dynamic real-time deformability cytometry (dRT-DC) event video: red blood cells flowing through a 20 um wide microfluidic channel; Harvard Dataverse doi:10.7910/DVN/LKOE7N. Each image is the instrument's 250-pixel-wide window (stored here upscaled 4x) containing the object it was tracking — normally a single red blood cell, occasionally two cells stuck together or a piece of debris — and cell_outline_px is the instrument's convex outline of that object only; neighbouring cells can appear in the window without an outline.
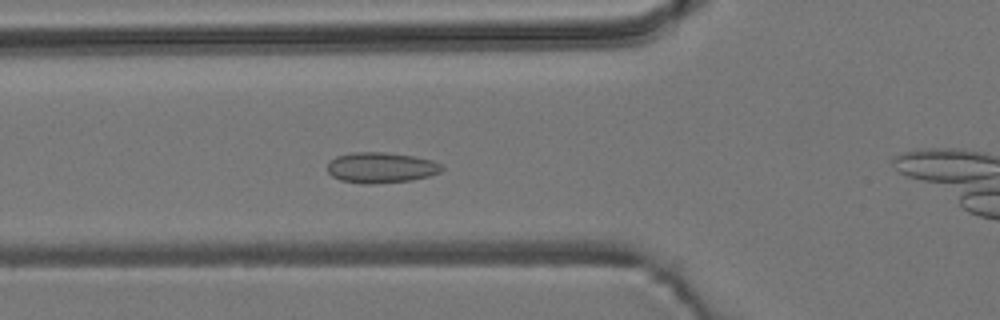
{"species": "common noctule bat (a hibernating species)", "species_latin": "Nyctalus noctula", "temperature_condition": "room temperature", "stored_images_in_passage": 32, "camera_frame_rate_fps": 3000, "um_per_image_px": 0.085, "animal": {"sex": "male", "body_mass_g": 19.2, "forearm_length_mm": 51.8}, "frame": {"image": 1, "passage_image": 8, "time_ms": 2.333, "image_size_px": [1000, 320], "cell_outline_px": [[444, 168], [440, 172], [428, 176], [412, 180], [368, 184], [364, 184], [340, 180], [332, 176], [328, 172], [328, 160], [336, 156], [352, 152], [384, 152], [416, 156], [432, 160], [440, 164]], "centroid_in_image_um": [32.36, 14.24], "position_along_channel_um": 93.4, "area_um2": 20.52}}
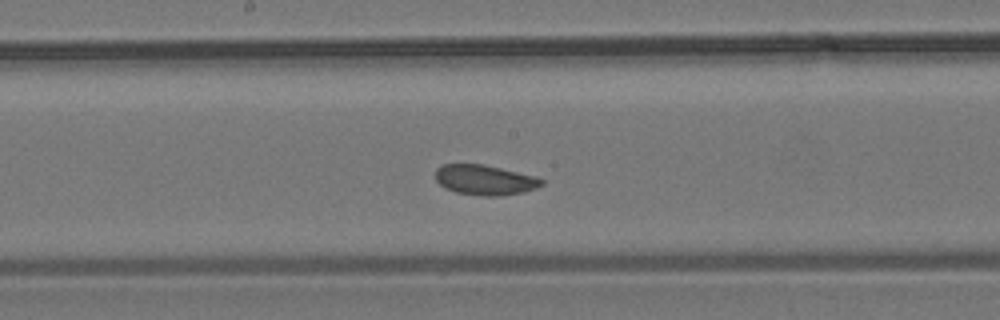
{"frame": {"image": 2, "passage_image": 17, "time_ms": 5.333, "image_size_px": [1000, 320], "cell_outline_px": [[544, 184], [536, 188], [524, 192], [500, 196], [480, 196], [456, 192], [444, 188], [436, 180], [436, 168], [444, 164], [484, 164], [536, 176], [544, 180]], "centroid_in_image_um": [41.23, 15.3], "position_along_channel_um": 207.0, "area_um2": 18.79}}
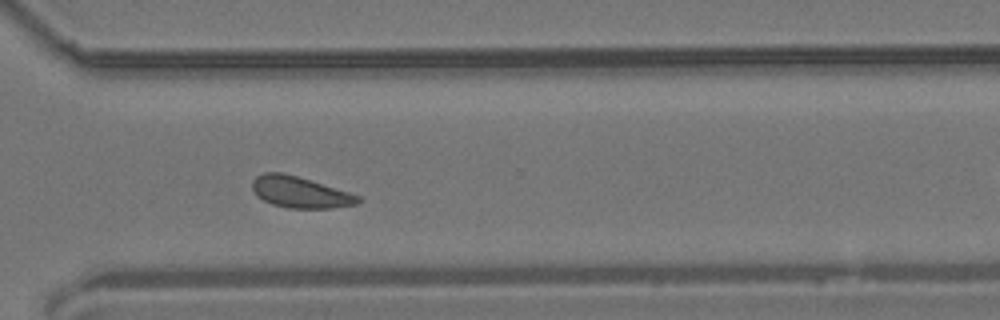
{"frame": {"image": 3, "passage_image": 28, "time_ms": 9.0, "image_size_px": [1000, 320], "cell_outline_px": [[364, 200], [356, 204], [332, 208], [288, 208], [272, 204], [256, 196], [252, 188], [252, 180], [256, 176], [264, 172], [284, 172], [348, 192], [360, 196]], "centroid_in_image_um": [25.48, 16.34], "position_along_channel_um": 345.1, "area_um2": 19.25}, "authors_computed_cell_mechanics": {"area_um2": 19.1318, "velocity_mm_per_s": 3.7738, "shape_relaxation_time_tau1_ms": null, "shape_relaxation_time_tau2_ms": 8.7411, "deformation_change_tau1": null, "deformation_change_tau2": 0.0867}}